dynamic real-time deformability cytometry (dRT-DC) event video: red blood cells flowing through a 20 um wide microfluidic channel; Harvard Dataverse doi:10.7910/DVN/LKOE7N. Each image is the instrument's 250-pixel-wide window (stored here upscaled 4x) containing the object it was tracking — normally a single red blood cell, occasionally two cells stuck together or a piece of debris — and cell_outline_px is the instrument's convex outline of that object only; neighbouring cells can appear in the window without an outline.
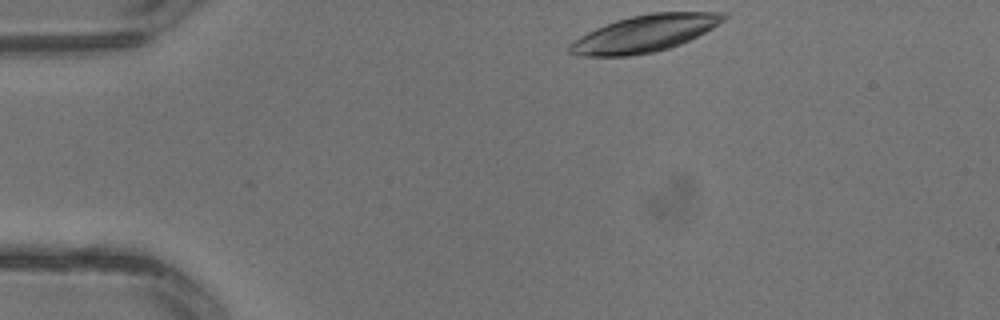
{"species": "common noctule bat (a hibernating species)", "species_latin": "Nyctalus noctula", "temperature_condition": "warm", "stored_images_in_passage": 2, "camera_frame_rate_fps": 3000, "um_per_image_px": 0.085, "animal": {"sex": "male", "body_mass_g": 13.3}, "frame": {"image": 1, "passage_image": 1, "time_ms": 0.0, "image_size_px": [1000, 320], "cell_outline_px": [[728, 16], [724, 20], [712, 28], [680, 44], [668, 48], [652, 52], [628, 56], [580, 56], [568, 52], [568, 44], [580, 36], [604, 24], [616, 20], [632, 16], [652, 12], [724, 12]], "centroid_in_image_um": [54.76, 2.84], "position_along_channel_um": 30.2, "area_um2": 32.83}}